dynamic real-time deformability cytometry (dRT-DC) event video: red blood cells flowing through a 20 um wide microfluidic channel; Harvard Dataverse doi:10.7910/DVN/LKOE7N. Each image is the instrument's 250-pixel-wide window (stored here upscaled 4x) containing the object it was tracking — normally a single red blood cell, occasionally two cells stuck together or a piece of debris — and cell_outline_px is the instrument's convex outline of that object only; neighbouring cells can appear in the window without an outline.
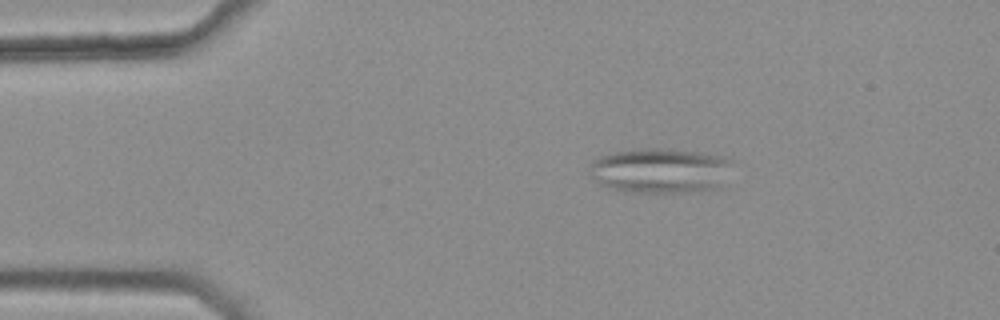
{"species": "common noctule bat (a hibernating species)", "species_latin": "Nyctalus noctula", "temperature_condition": "warm", "stored_images_in_passage": 45, "segment_of_instrument_passage": [1, 2], "camera_frame_rate_fps": 3000, "um_per_image_px": 0.085, "animal": {"sex": "female", "body_mass_g": 25.1}, "frame": {"image": 1, "passage_image": 8, "time_ms": 2.333, "image_size_px": [1000, 320], "cell_outline_px": [[732, 160], [720, 188], [688, 192], [624, 192], [600, 184], [592, 176], [592, 160], [600, 156], [612, 152], [636, 148], [668, 148], [724, 156]], "centroid_in_image_um": [56.12, 14.49], "position_along_channel_um": 28.9, "area_um2": 37.45}}